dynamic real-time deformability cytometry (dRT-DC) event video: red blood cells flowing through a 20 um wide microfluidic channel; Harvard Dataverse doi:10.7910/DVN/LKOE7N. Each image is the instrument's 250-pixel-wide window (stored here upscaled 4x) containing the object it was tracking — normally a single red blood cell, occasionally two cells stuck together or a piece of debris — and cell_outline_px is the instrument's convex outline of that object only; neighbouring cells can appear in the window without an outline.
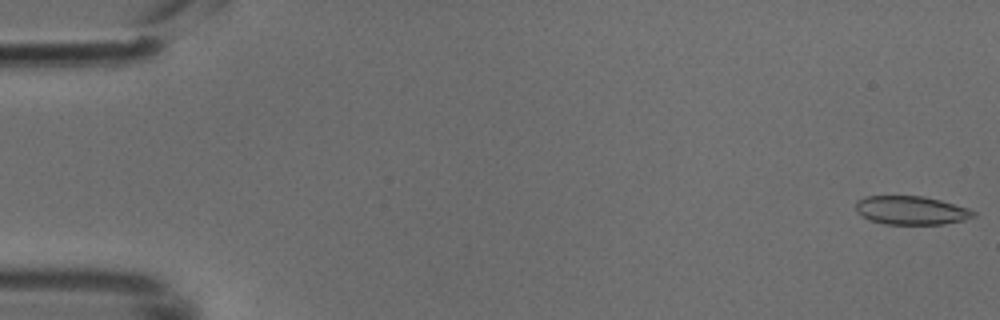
{"species": "common noctule bat (a hibernating species)", "species_latin": "Nyctalus noctula", "temperature_condition": "cold", "stored_images_in_passage": 49, "camera_frame_rate_fps": 3000, "um_per_image_px": 0.085, "animal": {"sex": "male", "body_mass_g": 18.8}, "frame": {"image": 1, "passage_image": 1, "time_ms": 0.0, "image_size_px": [1000, 320], "cell_outline_px": [[976, 216], [964, 220], [944, 224], [884, 224], [868, 220], [856, 212], [856, 200], [864, 196], [924, 196], [940, 200], [968, 208], [976, 212]], "centroid_in_image_um": [77.43, 17.88], "position_along_channel_um": 7.6, "area_um2": 19.77}}
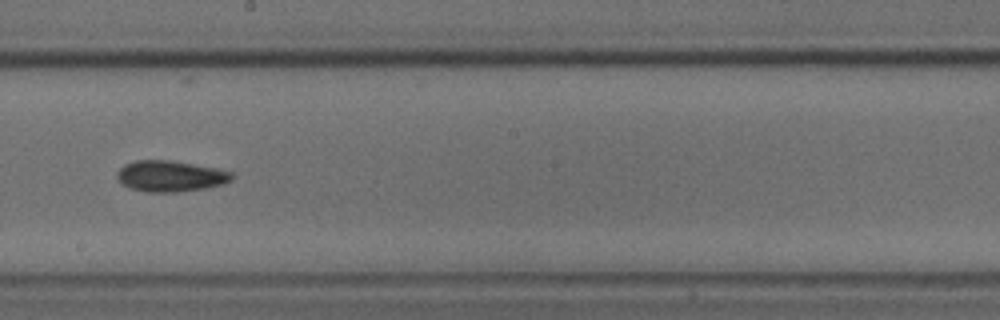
{"frame": {"image": 2, "passage_image": 28, "time_ms": 9.0, "image_size_px": [1000, 320], "cell_outline_px": [[232, 180], [224, 184], [204, 188], [176, 192], [148, 192], [128, 188], [116, 176], [116, 172], [124, 164], [136, 160], [172, 160], [216, 168], [232, 172]], "centroid_in_image_um": [14.47, 14.96], "position_along_channel_um": 233.7, "area_um2": 20.75}}
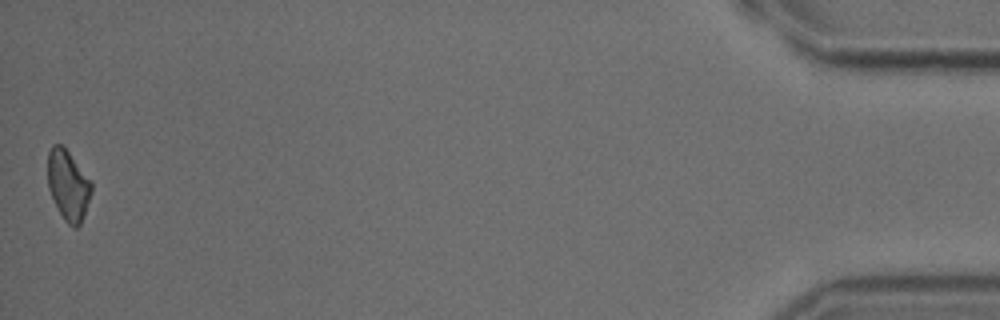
{"frame": {"image": 3, "passage_image": 49, "time_ms": 16.0, "image_size_px": [1000, 320], "cell_outline_px": [[92, 192], [84, 216], [80, 224], [76, 228], [72, 228], [64, 220], [48, 188], [48, 152], [52, 144], [60, 144], [68, 152], [92, 184]], "centroid_in_image_um": [5.79, 15.77], "position_along_channel_um": 429.4, "area_um2": 17.51}}